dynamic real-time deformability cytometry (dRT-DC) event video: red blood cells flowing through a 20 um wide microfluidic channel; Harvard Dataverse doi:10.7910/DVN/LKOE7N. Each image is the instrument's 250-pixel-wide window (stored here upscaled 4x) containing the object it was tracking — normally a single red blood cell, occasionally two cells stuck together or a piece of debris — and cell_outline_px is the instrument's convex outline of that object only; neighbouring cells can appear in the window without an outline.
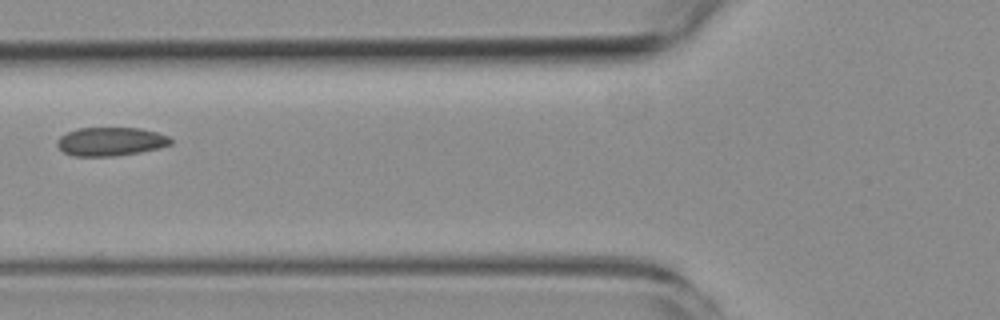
{"species": "common noctule bat (a hibernating species)", "species_latin": "Nyctalus noctula", "temperature_condition": "room temperature", "stored_images_in_passage": 2, "camera_frame_rate_fps": 3000, "um_per_image_px": 0.085, "animal": {"sex": "female", "body_mass_g": 19.3, "forearm_length_mm": 54.1}, "frame": {"image": 1, "passage_image": 2, "time_ms": 1.0, "image_size_px": [1000, 320], "cell_outline_px": [[172, 144], [160, 148], [140, 152], [116, 156], [72, 156], [64, 152], [56, 144], [56, 140], [60, 136], [76, 128], [140, 128], [156, 132], [168, 136], [172, 140]], "centroid_in_image_um": [9.4, 12.03], "position_along_channel_um": 116.4, "area_um2": 19.02}}